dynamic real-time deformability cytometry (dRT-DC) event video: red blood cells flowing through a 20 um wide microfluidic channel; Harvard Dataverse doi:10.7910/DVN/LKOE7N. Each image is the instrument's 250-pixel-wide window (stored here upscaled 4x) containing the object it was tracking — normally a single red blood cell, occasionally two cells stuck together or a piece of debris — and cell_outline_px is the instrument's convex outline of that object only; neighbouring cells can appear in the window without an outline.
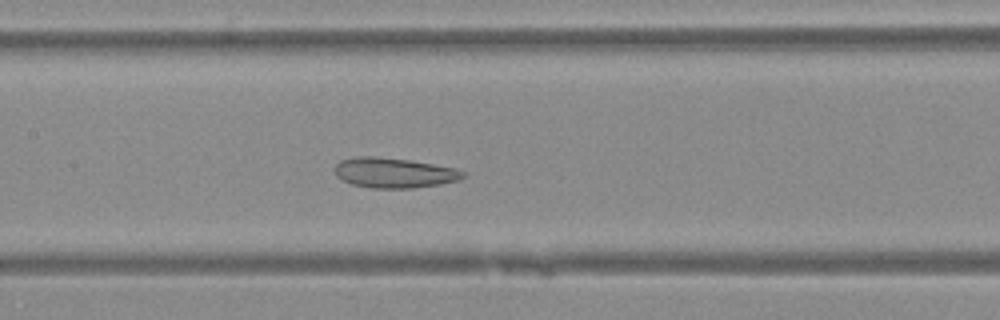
{"species": "Egyptian fruit bat (a non-hibernating species)", "species_latin": "Rousettus aegyptiacus", "temperature_condition": "warm", "stored_images_in_passage": 50, "camera_frame_rate_fps": 3000, "um_per_image_px": 0.085, "animal": {"sex": "female"}, "frame": {"image": 1, "passage_image": 24, "time_ms": 7.667, "image_size_px": [1000, 320], "cell_outline_px": [[464, 176], [460, 180], [440, 184], [412, 188], [372, 188], [352, 184], [336, 176], [336, 164], [340, 160], [356, 156], [372, 156], [408, 160], [432, 164], [452, 168], [464, 172]], "centroid_in_image_um": [33.47, 14.69], "position_along_channel_um": 173.9, "area_um2": 22.2}}
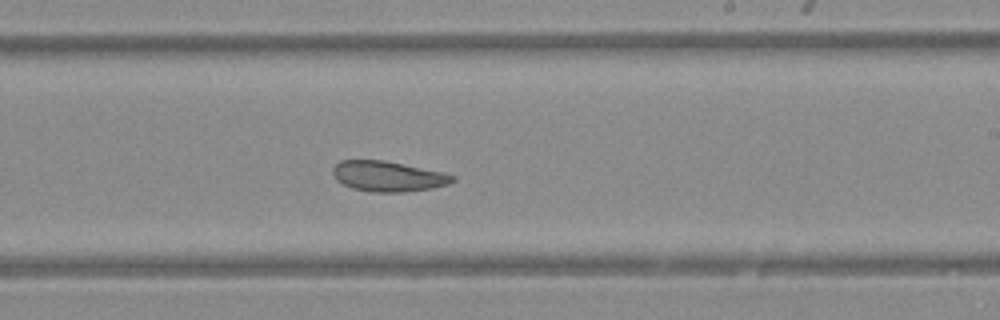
{"frame": {"image": 2, "passage_image": 30, "time_ms": 9.667, "image_size_px": [1000, 320], "cell_outline_px": [[456, 180], [448, 184], [432, 188], [404, 192], [372, 192], [352, 188], [336, 180], [332, 172], [332, 168], [340, 160], [384, 160], [444, 172], [456, 176]], "centroid_in_image_um": [32.99, 14.98], "position_along_channel_um": 256.0, "area_um2": 21.27}}
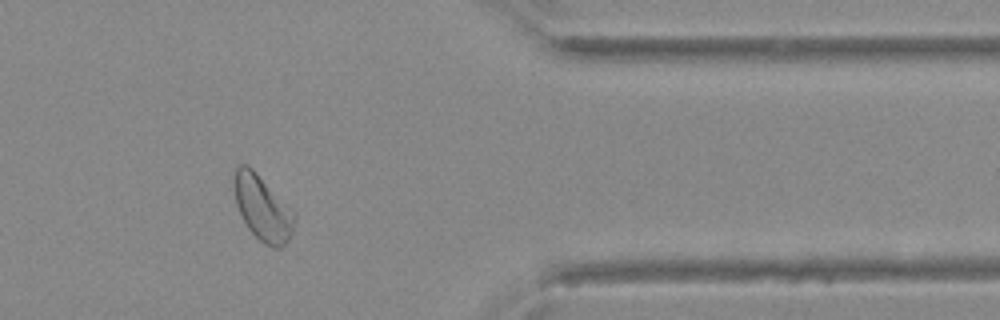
{"frame": {"image": 3, "passage_image": 41, "time_ms": 13.333, "image_size_px": [1000, 320], "cell_outline_px": [[296, 220], [292, 232], [288, 240], [280, 248], [272, 248], [264, 244], [248, 228], [236, 204], [232, 184], [236, 168], [240, 164], [248, 164], [296, 212]], "centroid_in_image_um": [22.33, 17.67], "position_along_channel_um": 389.1, "area_um2": 23.06}}